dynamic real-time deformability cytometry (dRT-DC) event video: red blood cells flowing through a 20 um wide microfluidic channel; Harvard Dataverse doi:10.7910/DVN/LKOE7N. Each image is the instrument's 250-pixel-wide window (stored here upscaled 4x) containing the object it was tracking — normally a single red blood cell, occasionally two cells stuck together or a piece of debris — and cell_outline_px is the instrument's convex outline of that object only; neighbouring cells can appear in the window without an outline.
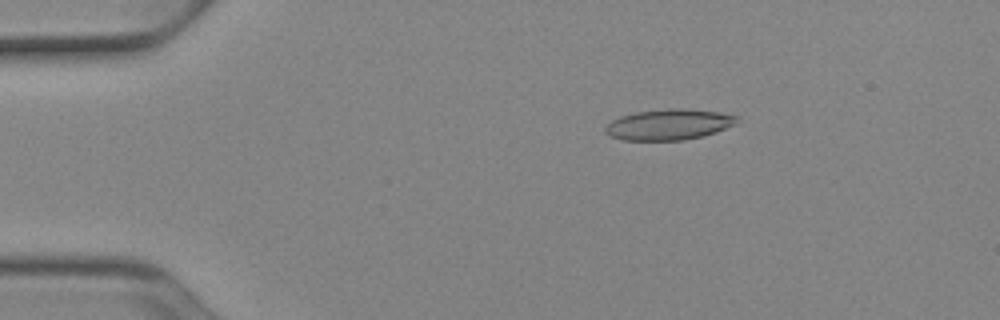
{"species": "Egyptian fruit bat (a non-hibernating species)", "species_latin": "Rousettus aegyptiacus", "temperature_condition": "cold", "stored_images_in_passage": 52, "camera_frame_rate_fps": 3000, "um_per_image_px": 0.085, "animal": {"sex": "female"}, "frame": {"image": 1, "passage_image": 9, "time_ms": 2.667, "image_size_px": [1000, 320], "cell_outline_px": [[740, 124], [716, 132], [684, 140], [624, 140], [612, 136], [604, 132], [604, 128], [612, 120], [620, 116], [636, 112], [668, 108], [688, 108], [720, 112], [740, 116]], "centroid_in_image_um": [56.94, 10.57], "position_along_channel_um": 28.1, "area_um2": 23.93}}
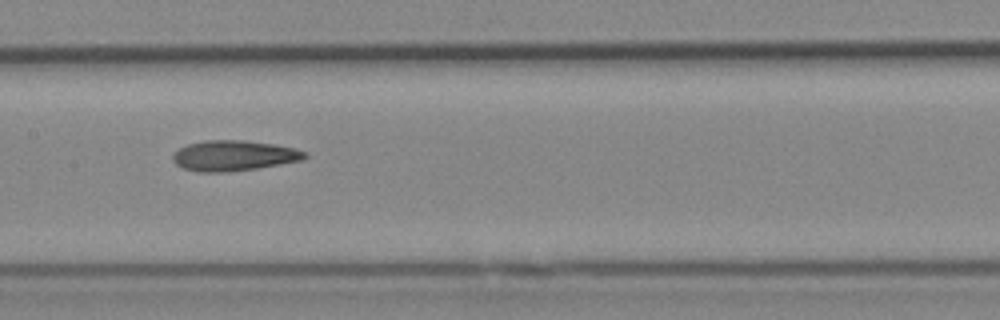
{"frame": {"image": 2, "passage_image": 26, "time_ms": 8.333, "image_size_px": [1000, 320], "cell_outline_px": [[308, 156], [300, 160], [280, 164], [256, 168], [228, 172], [196, 172], [184, 168], [176, 164], [172, 160], [172, 156], [180, 148], [188, 144], [204, 140], [244, 140], [272, 144], [292, 148], [308, 152]], "centroid_in_image_um": [19.85, 13.23], "position_along_channel_um": 187.6, "area_um2": 23.24}}
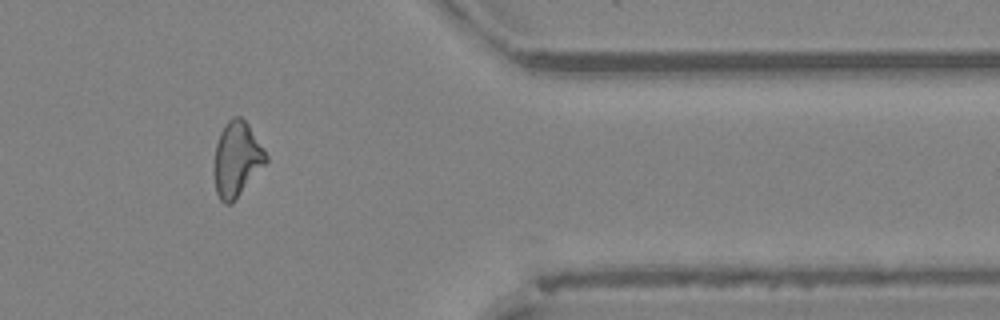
{"frame": {"image": 3, "passage_image": 43, "time_ms": 14.0, "image_size_px": [1000, 320], "cell_outline_px": [[268, 160], [232, 204], [224, 204], [220, 200], [216, 192], [212, 172], [216, 144], [220, 132], [224, 124], [232, 116], [240, 116], [248, 124], [264, 148], [268, 156]], "centroid_in_image_um": [20.1, 13.54], "position_along_channel_um": 391.3, "area_um2": 22.95}, "authors_computed_cell_mechanics": {"area_um2": 23.0622, "velocity_mm_per_s": 3.9341, "shape_relaxation_time_tau1_ms": null, "shape_relaxation_time_tau2_ms": 6.2939, "deformation_change_tau1": null, "deformation_change_tau2": 0.1763}}